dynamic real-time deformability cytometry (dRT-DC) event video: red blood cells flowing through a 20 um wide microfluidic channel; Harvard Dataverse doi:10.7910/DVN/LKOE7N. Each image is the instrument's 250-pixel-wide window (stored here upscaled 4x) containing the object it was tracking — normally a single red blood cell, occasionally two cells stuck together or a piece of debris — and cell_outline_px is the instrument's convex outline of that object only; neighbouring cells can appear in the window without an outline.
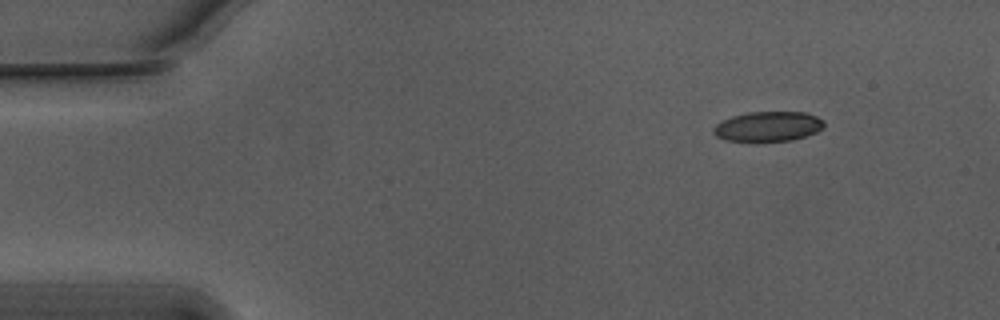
{"species": "Egyptian fruit bat (a non-hibernating species)", "species_latin": "Rousettus aegyptiacus", "temperature_condition": "warm", "stored_images_in_passage": 48, "camera_frame_rate_fps": 3000, "um_per_image_px": 0.085, "animal": {"sex": "male"}, "frame": {"image": 1, "passage_image": 1, "time_ms": 0.0, "image_size_px": [1000, 320], "cell_outline_px": [[824, 128], [816, 132], [792, 140], [756, 144], [724, 140], [716, 136], [712, 132], [712, 128], [720, 120], [732, 116], [748, 112], [808, 112], [824, 120]], "centroid_in_image_um": [65.23, 10.79], "position_along_channel_um": 19.8, "area_um2": 20.17}}
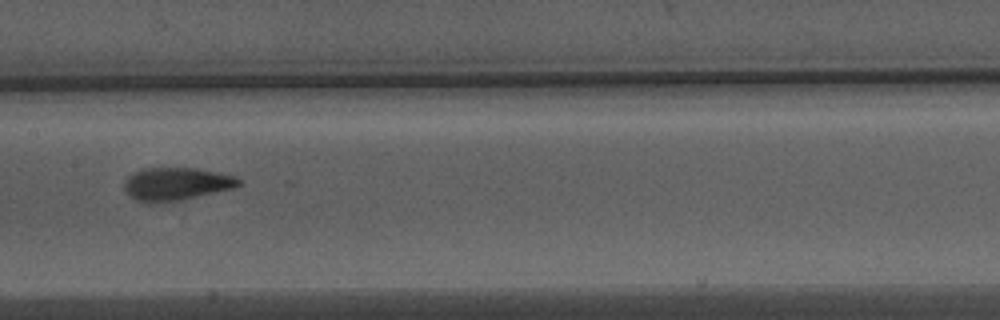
{"frame": {"image": 2, "passage_image": 22, "time_ms": 7.0, "image_size_px": [1000, 320], "cell_outline_px": [[244, 184], [232, 188], [180, 200], [148, 204], [136, 200], [124, 188], [124, 180], [128, 176], [144, 168], [196, 168], [216, 172], [232, 176], [240, 180]], "centroid_in_image_um": [14.96, 15.64], "position_along_channel_um": 192.4, "area_um2": 21.68}}
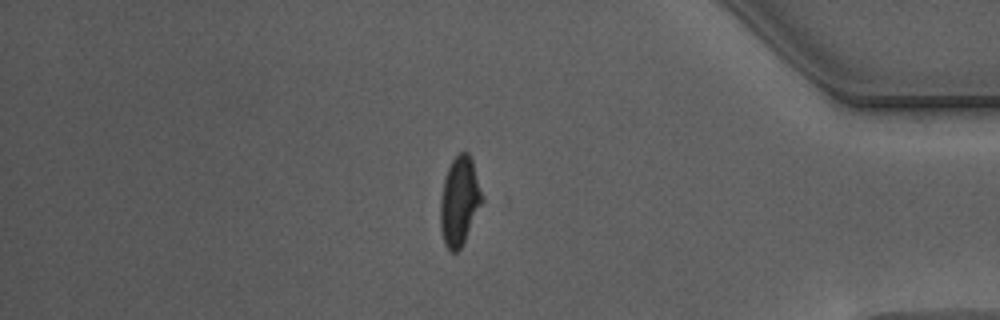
{"frame": {"image": 3, "passage_image": 41, "time_ms": 13.333, "image_size_px": [1000, 320], "cell_outline_px": [[484, 200], [460, 248], [456, 252], [452, 252], [444, 244], [440, 228], [440, 200], [444, 180], [448, 168], [452, 160], [460, 152], [468, 152], [472, 160]], "centroid_in_image_um": [39.04, 17.09], "position_along_channel_um": 396.2, "area_um2": 21.33}, "authors_computed_cell_mechanics": {"area_um2": 21.1548, "velocity_mm_per_s": 3.7572, "shape_relaxation_time_tau1_ms": 3.9761, "shape_relaxation_time_tau2_ms": 1.7398, "deformation_change_tau1": 0.1611, "deformation_change_tau2": 0.0893}}